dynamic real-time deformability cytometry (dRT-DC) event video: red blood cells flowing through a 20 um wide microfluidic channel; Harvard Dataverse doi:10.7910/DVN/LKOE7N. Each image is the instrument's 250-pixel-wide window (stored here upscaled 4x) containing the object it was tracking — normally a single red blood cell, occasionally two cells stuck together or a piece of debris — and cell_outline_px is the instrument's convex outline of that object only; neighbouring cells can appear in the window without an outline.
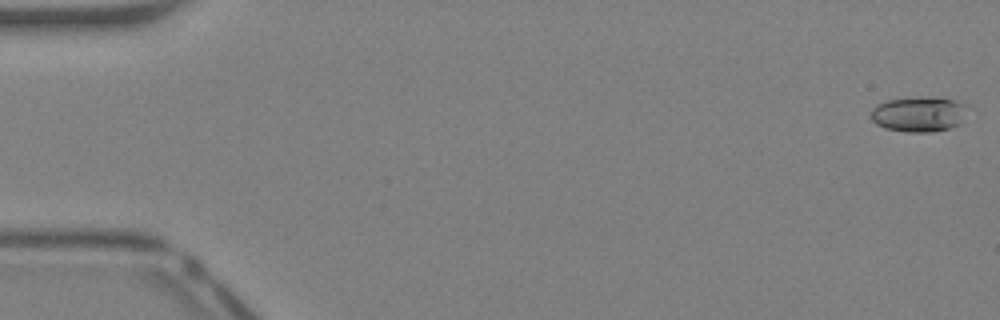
{"species": "Egyptian fruit bat (a non-hibernating species)", "species_latin": "Rousettus aegyptiacus", "temperature_condition": "warm", "stored_images_in_passage": 40, "camera_frame_rate_fps": 3000, "um_per_image_px": 0.085, "animal": {"sex": "female"}, "frame": {"image": 1, "passage_image": 1, "time_ms": 0.0, "image_size_px": [1000, 320], "cell_outline_px": [[972, 108], [964, 124], [948, 128], [928, 132], [908, 132], [884, 128], [876, 124], [872, 120], [872, 108], [876, 104], [888, 100], [952, 100], [968, 104]], "centroid_in_image_um": [78.21, 9.76], "position_along_channel_um": 6.8, "area_um2": 19.48}}
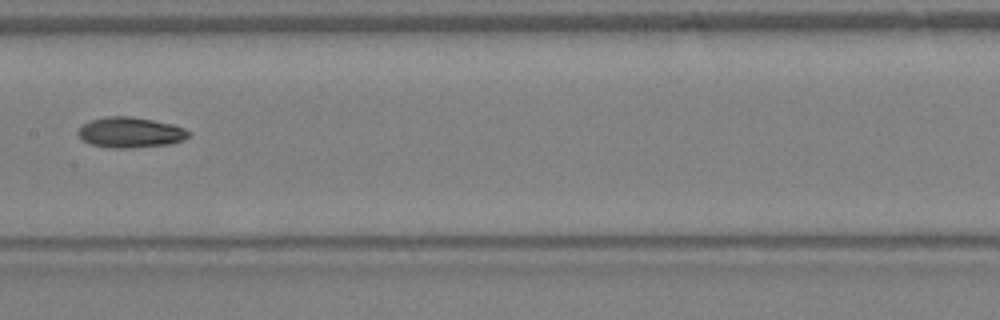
{"frame": {"image": 2, "passage_image": 22, "time_ms": 7.0, "image_size_px": [1000, 320], "cell_outline_px": [[192, 132], [184, 140], [172, 144], [132, 148], [112, 148], [92, 144], [84, 140], [76, 132], [88, 120], [104, 116], [128, 116], [152, 120], [172, 124], [184, 128]], "centroid_in_image_um": [11.1, 11.25], "position_along_channel_um": 196.3, "area_um2": 19.71}}
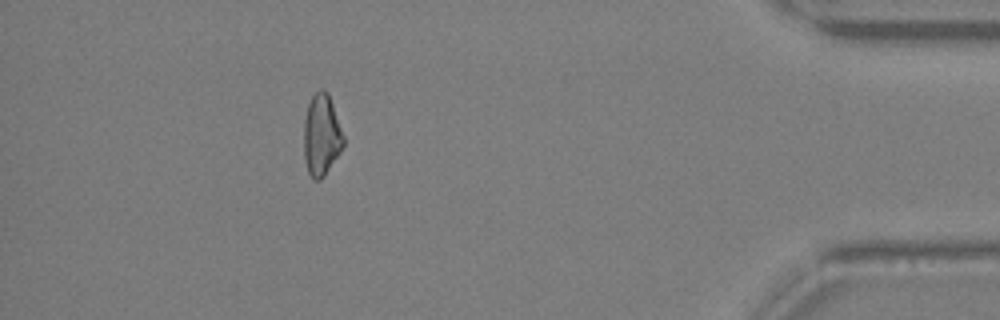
{"frame": {"image": 3, "passage_image": 38, "time_ms": 12.333, "image_size_px": [1000, 320], "cell_outline_px": [[344, 144], [340, 152], [324, 176], [320, 180], [312, 180], [308, 172], [304, 156], [304, 120], [308, 104], [312, 96], [320, 88], [324, 88], [328, 92], [344, 136]], "centroid_in_image_um": [27.32, 11.48], "position_along_channel_um": 407.9, "area_um2": 18.84}, "authors_computed_cell_mechanics": {"area_um2": 19.074, "velocity_mm_per_s": 4.9511, "shape_relaxation_time_tau1_ms": null, "shape_relaxation_time_tau2_ms": 6.1857, "deformation_change_tau1": null, "deformation_change_tau2": 0.1415}}